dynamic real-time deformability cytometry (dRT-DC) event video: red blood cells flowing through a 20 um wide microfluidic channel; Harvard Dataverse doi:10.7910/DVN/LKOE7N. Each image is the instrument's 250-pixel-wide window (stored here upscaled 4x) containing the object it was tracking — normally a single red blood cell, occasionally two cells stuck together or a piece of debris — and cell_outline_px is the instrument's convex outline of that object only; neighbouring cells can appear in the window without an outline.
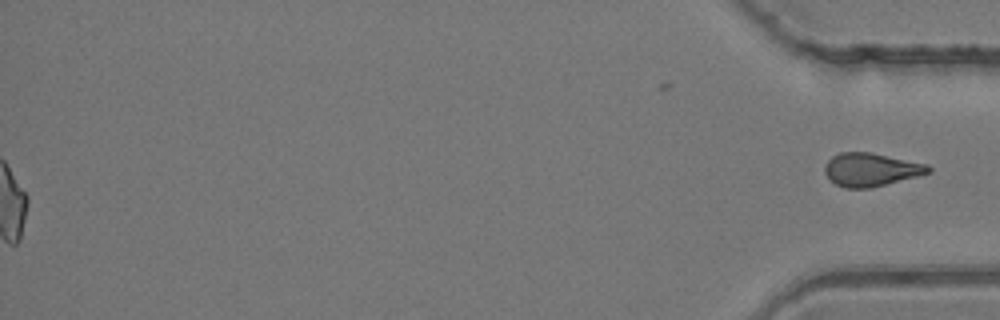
{"species": "common noctule bat (a hibernating species)", "species_latin": "Nyctalus noctula", "temperature_condition": "room temperature", "stored_images_in_passage": 37, "segment_of_instrument_passage": [2, 2], "camera_frame_rate_fps": 3000, "um_per_image_px": 0.085, "animal": {"sex": "female", "body_mass_g": 24.6, "forearm_length_mm": 56.2}, "frame": {"image": 1, "passage_image": 37, "time_ms": 12.0, "image_size_px": [1000, 320], "cell_outline_px": [[932, 172], [872, 188], [844, 188], [828, 180], [824, 172], [824, 164], [832, 156], [840, 152], [872, 152], [928, 164], [932, 168]], "centroid_in_image_um": [74.01, 14.41], "position_along_channel_um": 361.2, "area_um2": 20.4}}